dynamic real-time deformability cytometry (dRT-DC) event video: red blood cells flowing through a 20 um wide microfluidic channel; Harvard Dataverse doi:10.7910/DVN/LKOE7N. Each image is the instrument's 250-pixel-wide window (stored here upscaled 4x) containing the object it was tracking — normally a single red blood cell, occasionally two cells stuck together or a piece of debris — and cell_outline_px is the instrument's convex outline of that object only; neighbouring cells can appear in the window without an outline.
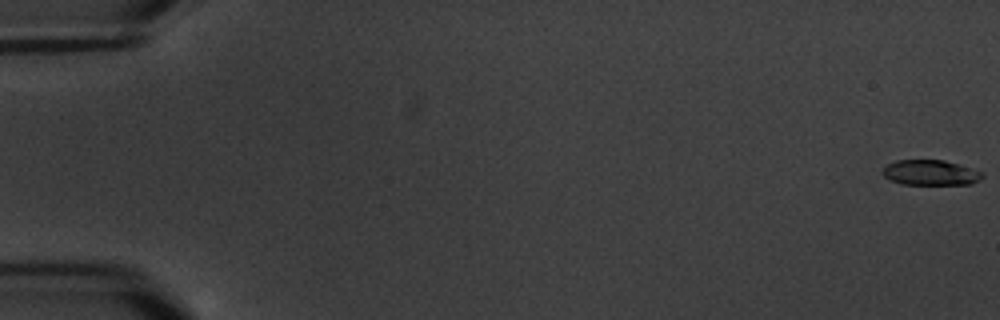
{"species": "common noctule bat (a hibernating species)", "species_latin": "Nyctalus noctula", "temperature_condition": "warm", "stored_images_in_passage": 8, "camera_frame_rate_fps": 3000, "um_per_image_px": 0.085, "animal": {"sex": "male", "body_mass_g": 20.1, "forearm_length_mm": 53.5}, "frame": {"image": 1, "passage_image": 1, "time_ms": 0.0, "image_size_px": [1000, 320], "cell_outline_px": [[984, 176], [972, 184], [900, 184], [888, 180], [880, 172], [888, 164], [896, 160], [944, 160], [984, 172]], "centroid_in_image_um": [79.06, 14.68], "position_along_channel_um": 5.9, "area_um2": 14.74}}
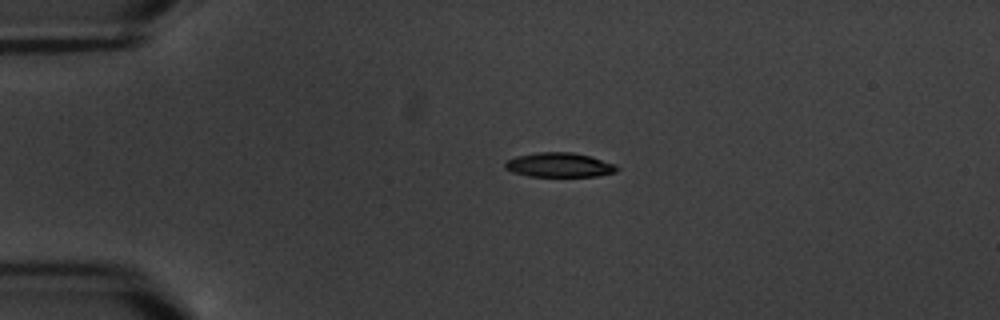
{"frame": {"image": 2, "passage_image": 5, "time_ms": 4.667, "image_size_px": [1000, 320], "cell_outline_px": [[620, 168], [616, 172], [596, 176], [528, 176], [512, 172], [504, 168], [504, 164], [508, 160], [516, 156], [536, 152], [572, 152], [592, 156], [616, 164]], "centroid_in_image_um": [47.56, 14.01], "position_along_channel_um": 37.4, "area_um2": 16.07}}
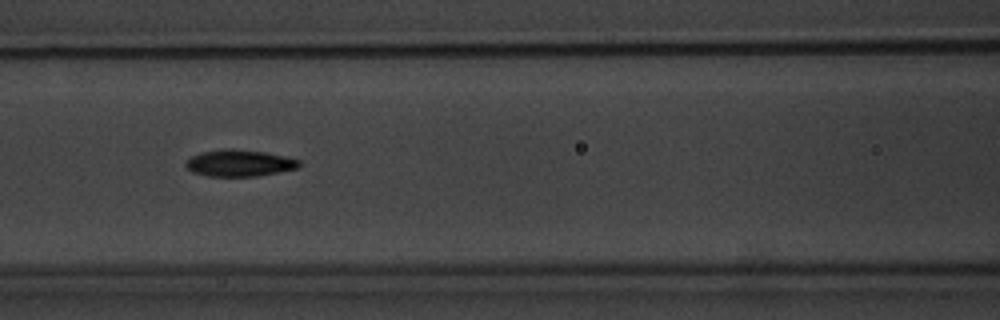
{"frame": {"image": 3, "passage_image": 8, "time_ms": 9.0, "image_size_px": [1000, 320], "cell_outline_px": [[300, 168], [256, 176], [208, 176], [192, 172], [184, 164], [192, 156], [200, 152], [224, 148], [232, 148], [264, 152], [288, 156], [300, 160]], "centroid_in_image_um": [20.37, 13.85], "position_along_channel_um": 146.2, "area_um2": 17.74}}